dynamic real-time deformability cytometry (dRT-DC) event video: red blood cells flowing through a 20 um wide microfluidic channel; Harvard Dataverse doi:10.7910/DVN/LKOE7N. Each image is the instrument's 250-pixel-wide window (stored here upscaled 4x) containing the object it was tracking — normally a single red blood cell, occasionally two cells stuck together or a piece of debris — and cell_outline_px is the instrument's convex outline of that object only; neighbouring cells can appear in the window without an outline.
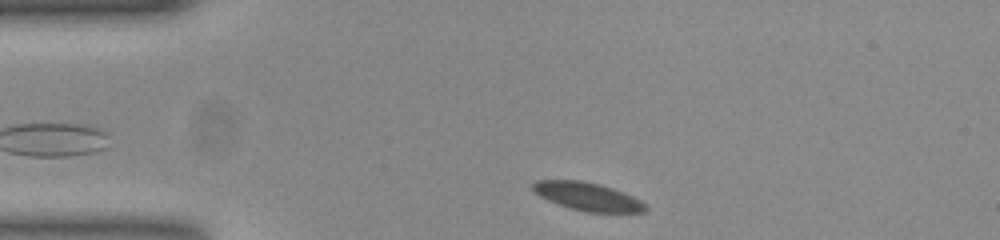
{"species": "common noctule bat (a hibernating species)", "species_latin": "Nyctalus noctula", "temperature_condition": "room temperature", "stored_images_in_passage": 45, "camera_frame_rate_fps": 3000, "um_per_image_px": 0.085, "animal": {"sex": "female", "body_mass_g": 23.0, "forearm_length_mm": 53.4}, "frame": {"image": 1, "passage_image": 2, "time_ms": 0.333, "image_size_px": [1000, 240], "cell_outline_px": [[648, 208], [644, 212], [588, 212], [572, 208], [548, 200], [540, 196], [532, 188], [532, 184], [536, 180], [580, 180], [600, 184], [612, 188], [632, 196], [640, 200]], "centroid_in_image_um": [49.95, 16.69], "position_along_channel_um": 35.1, "area_um2": 18.15}}
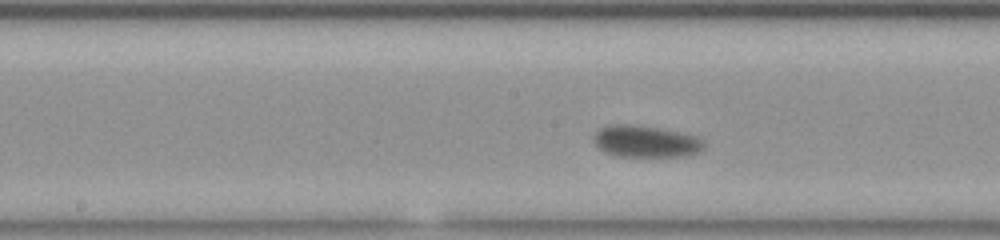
{"frame": {"image": 2, "passage_image": 18, "time_ms": 5.667, "image_size_px": [1000, 240], "cell_outline_px": [[704, 148], [700, 152], [688, 156], [616, 156], [600, 148], [596, 144], [592, 136], [600, 128], [608, 124], [628, 124], [656, 128], [700, 136], [704, 140]], "centroid_in_image_um": [54.93, 12.02], "position_along_channel_um": 193.3, "area_um2": 20.4}}
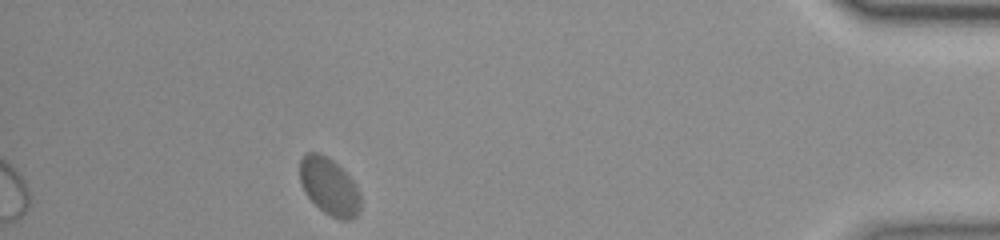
{"frame": {"image": 3, "passage_image": 40, "time_ms": 13.0, "image_size_px": [1000, 240], "cell_outline_px": [[360, 212], [352, 220], [340, 220], [324, 212], [308, 196], [300, 180], [300, 160], [308, 152], [320, 152], [332, 160], [352, 180], [360, 192]], "centroid_in_image_um": [28.01, 15.86], "position_along_channel_um": 407.2, "area_um2": 19.94}, "authors_computed_cell_mechanics": {"area_um2": 19.4786, "velocity_mm_per_s": 3.6903, "shape_relaxation_time_tau1_ms": 2.4626, "shape_relaxation_time_tau2_ms": null, "deformation_change_tau1": 0.0511, "deformation_change_tau2": null}}